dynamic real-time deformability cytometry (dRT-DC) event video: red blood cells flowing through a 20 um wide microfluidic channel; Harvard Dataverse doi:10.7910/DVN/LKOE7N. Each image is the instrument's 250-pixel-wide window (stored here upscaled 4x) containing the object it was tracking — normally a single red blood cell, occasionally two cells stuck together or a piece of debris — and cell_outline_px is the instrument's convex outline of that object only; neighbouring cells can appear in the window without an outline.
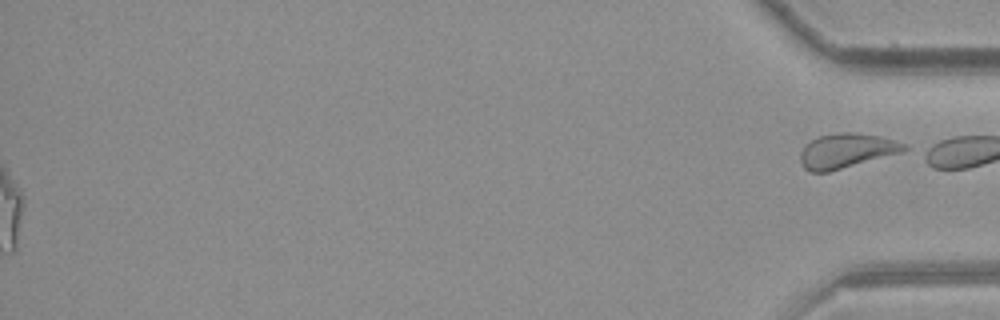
{"species": "common noctule bat (a hibernating species)", "species_latin": "Nyctalus noctula", "temperature_condition": "room temperature", "stored_images_in_passage": 54, "segment_of_instrument_passage": [2, 2], "camera_frame_rate_fps": 3000, "um_per_image_px": 0.085, "animal": {"sex": "female", "body_mass_g": 21.9}, "frame": {"image": 1, "passage_image": 54, "time_ms": 17.667, "image_size_px": [1000, 320], "cell_outline_px": [[908, 148], [900, 152], [828, 172], [808, 172], [804, 168], [800, 160], [800, 152], [804, 144], [816, 136], [840, 132], [856, 132], [880, 136], [908, 144]], "centroid_in_image_um": [71.89, 12.8], "position_along_channel_um": 363.3, "area_um2": 20.98}}